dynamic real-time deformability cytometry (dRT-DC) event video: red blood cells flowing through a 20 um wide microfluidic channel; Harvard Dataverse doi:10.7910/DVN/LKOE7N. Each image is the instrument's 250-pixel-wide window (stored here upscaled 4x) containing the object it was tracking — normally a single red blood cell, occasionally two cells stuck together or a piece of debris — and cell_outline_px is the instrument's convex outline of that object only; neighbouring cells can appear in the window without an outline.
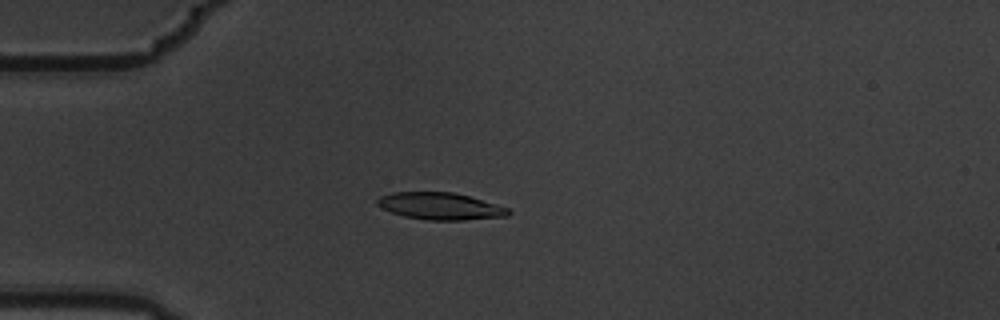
{"species": "common noctule bat (a hibernating species)", "species_latin": "Nyctalus noctula", "temperature_condition": "warm", "stored_images_in_passage": 6, "camera_frame_rate_fps": 3000, "um_per_image_px": 0.085, "animal": {"sex": "male", "body_mass_g": 19.5, "forearm_length_mm": 54.6}, "frame": {"image": 1, "passage_image": 4, "time_ms": 1.0, "image_size_px": [1000, 320], "cell_outline_px": [[512, 212], [508, 216], [464, 220], [428, 220], [404, 216], [392, 212], [376, 204], [376, 200], [380, 196], [392, 192], [452, 192], [468, 196], [508, 208]], "centroid_in_image_um": [37.41, 17.52], "position_along_channel_um": 47.6, "area_um2": 20.46}}
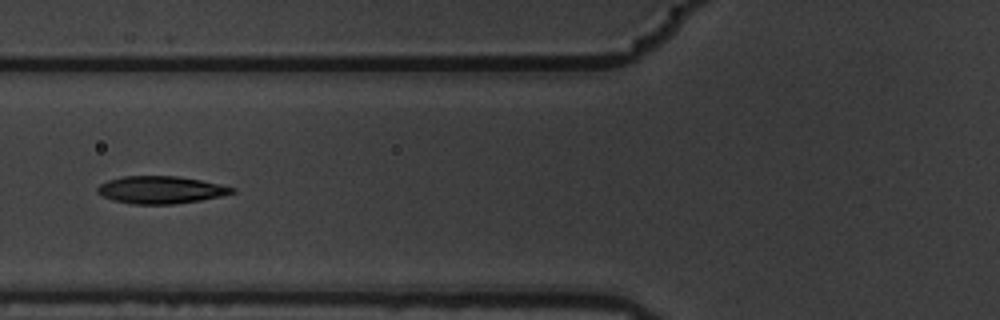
{"frame": {"image": 2, "passage_image": 6, "time_ms": 1.667, "image_size_px": [1000, 320], "cell_outline_px": [[236, 192], [220, 196], [200, 200], [172, 204], [132, 204], [112, 200], [96, 192], [96, 188], [100, 184], [108, 180], [120, 176], [176, 176], [200, 180], [236, 188]], "centroid_in_image_um": [13.63, 16.13], "position_along_channel_um": 112.2, "area_um2": 21.44}}